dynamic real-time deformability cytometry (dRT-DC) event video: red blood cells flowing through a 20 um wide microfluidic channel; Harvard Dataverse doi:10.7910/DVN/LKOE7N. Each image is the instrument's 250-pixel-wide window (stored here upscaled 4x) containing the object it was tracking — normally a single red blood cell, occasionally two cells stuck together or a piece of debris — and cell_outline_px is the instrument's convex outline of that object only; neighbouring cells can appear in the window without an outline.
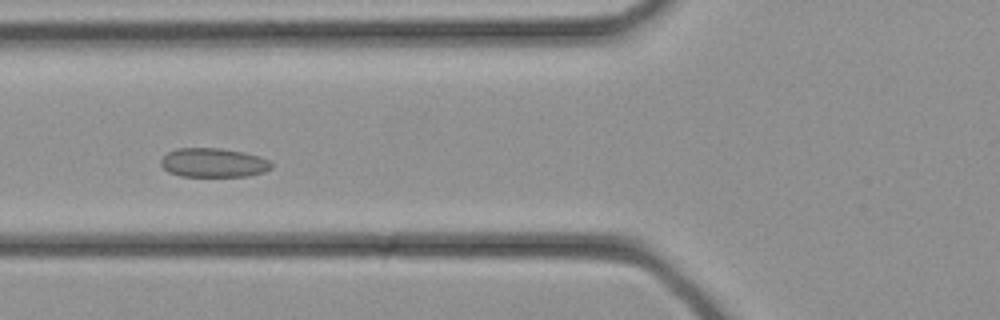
{"species": "common noctule bat (a hibernating species)", "species_latin": "Nyctalus noctula", "temperature_condition": "cold", "stored_images_in_passage": 35, "camera_frame_rate_fps": 3000, "um_per_image_px": 0.085, "animal": {"sex": "female", "body_mass_g": 21.9}, "frame": {"image": 1, "passage_image": 13, "time_ms": 4.0, "image_size_px": [1000, 320], "cell_outline_px": [[272, 168], [264, 172], [248, 176], [180, 176], [168, 172], [160, 164], [160, 160], [168, 152], [176, 148], [220, 148], [244, 152], [260, 156], [268, 160], [272, 164]], "centroid_in_image_um": [18.14, 13.83], "position_along_channel_um": 107.7, "area_um2": 18.84}}
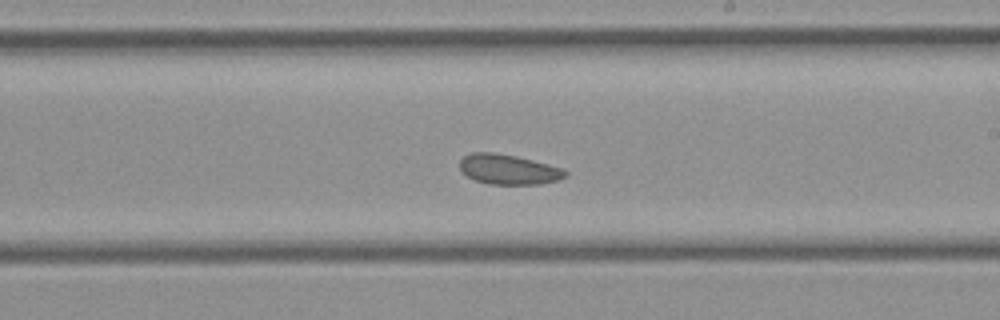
{"frame": {"image": 2, "passage_image": 20, "time_ms": 6.333, "image_size_px": [1000, 320], "cell_outline_px": [[568, 176], [560, 180], [540, 184], [488, 184], [476, 180], [468, 176], [460, 168], [460, 160], [464, 156], [472, 152], [496, 152], [516, 156], [564, 168], [568, 172]], "centroid_in_image_um": [43.27, 14.4], "position_along_channel_um": 245.7, "area_um2": 18.55}}
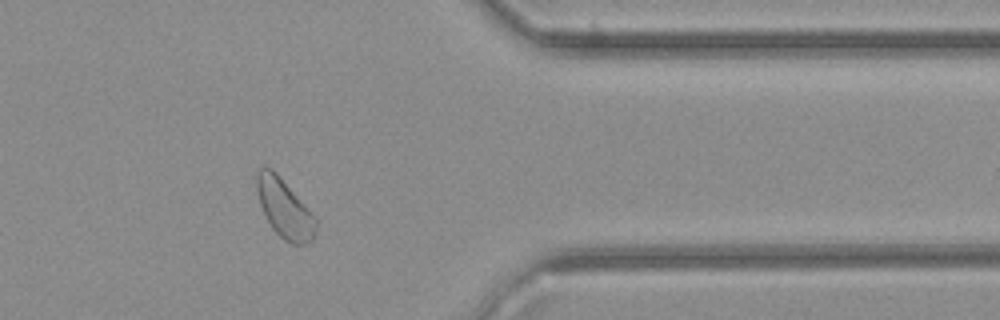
{"frame": {"image": 3, "passage_image": 28, "time_ms": 9.0, "image_size_px": [1000, 320], "cell_outline_px": [[316, 232], [312, 240], [308, 244], [292, 244], [284, 240], [272, 228], [260, 204], [256, 188], [256, 168], [272, 168], [276, 172], [316, 216]], "centroid_in_image_um": [24.2, 17.72], "position_along_channel_um": 387.2, "area_um2": 20.29}}